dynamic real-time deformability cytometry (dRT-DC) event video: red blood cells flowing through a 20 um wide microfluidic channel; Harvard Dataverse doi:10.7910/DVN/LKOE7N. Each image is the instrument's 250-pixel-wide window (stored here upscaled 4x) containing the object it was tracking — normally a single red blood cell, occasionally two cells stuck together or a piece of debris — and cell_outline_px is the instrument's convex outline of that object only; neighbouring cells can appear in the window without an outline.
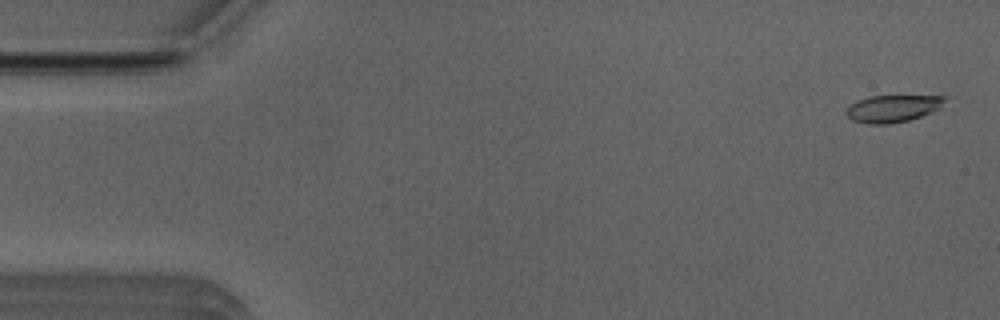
{"species": "Egyptian fruit bat (a non-hibernating species)", "species_latin": "Rousettus aegyptiacus", "temperature_condition": "room temperature", "stored_images_in_passage": 52, "camera_frame_rate_fps": 3000, "um_per_image_px": 0.085, "animal": {"sex": "male"}, "frame": {"image": 1, "passage_image": 2, "time_ms": 0.333, "image_size_px": [1000, 320], "cell_outline_px": [[948, 96], [932, 112], [908, 120], [888, 124], [868, 124], [852, 120], [844, 112], [856, 100], [868, 96]], "centroid_in_image_um": [75.81, 9.22], "position_along_channel_um": 9.2, "area_um2": 15.32}}
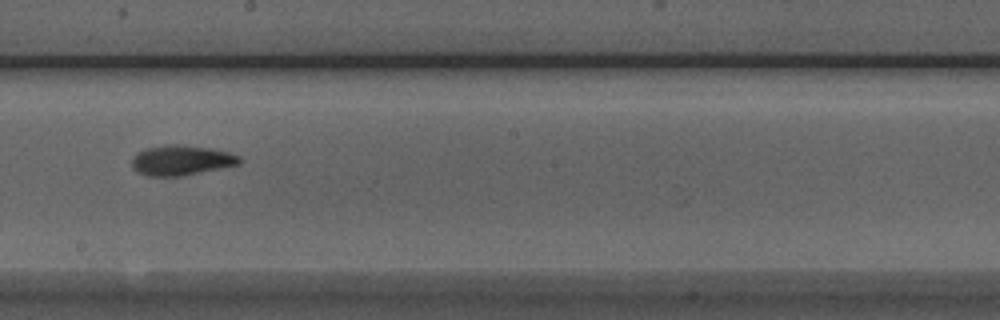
{"frame": {"image": 2, "passage_image": 29, "time_ms": 9.333, "image_size_px": [1000, 320], "cell_outline_px": [[240, 164], [180, 176], [148, 176], [136, 172], [132, 168], [132, 160], [136, 152], [144, 148], [172, 144], [176, 144], [208, 148], [228, 152], [240, 156]], "centroid_in_image_um": [15.36, 13.62], "position_along_channel_um": 232.8, "area_um2": 18.73}}
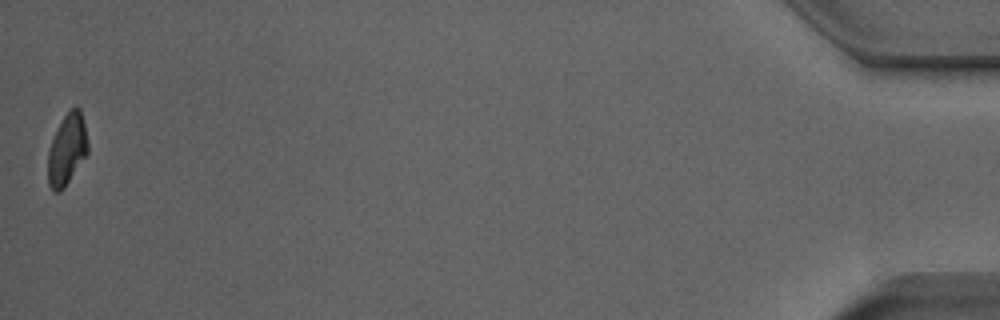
{"frame": {"image": 3, "passage_image": 52, "time_ms": 17.0, "image_size_px": [1000, 320], "cell_outline_px": [[88, 152], [64, 188], [60, 192], [52, 192], [48, 184], [48, 148], [64, 116], [76, 104], [80, 108], [88, 140]], "centroid_in_image_um": [5.69, 12.73], "position_along_channel_um": 429.5, "area_um2": 16.47}, "authors_computed_cell_mechanics": {"area_um2": 17.6579, "velocity_mm_per_s": 3.9223, "shape_relaxation_time_tau1_ms": 3.7706, "shape_relaxation_time_tau2_ms": 3.8393, "deformation_change_tau1": 0.1528, "deformation_change_tau2": 0.0955}}